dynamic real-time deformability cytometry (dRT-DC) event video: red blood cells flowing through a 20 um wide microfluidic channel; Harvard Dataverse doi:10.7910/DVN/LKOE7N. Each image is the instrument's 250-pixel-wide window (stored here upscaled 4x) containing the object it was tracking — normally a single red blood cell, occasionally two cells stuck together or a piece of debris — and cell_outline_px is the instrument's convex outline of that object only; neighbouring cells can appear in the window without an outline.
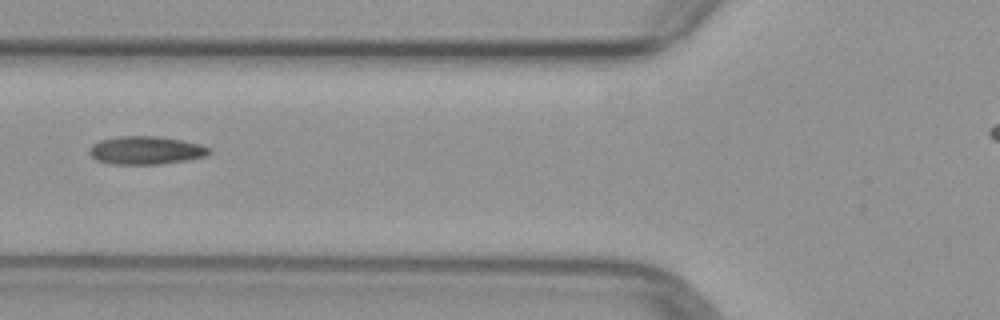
{"species": "common noctule bat (a hibernating species)", "species_latin": "Nyctalus noctula", "temperature_condition": "warm", "stored_images_in_passage": 4, "camera_frame_rate_fps": 3000, "um_per_image_px": 0.085, "animal": {"sex": "female", "body_mass_g": 29.2, "forearm_length_mm": 56.3}, "frame": {"image": 1, "passage_image": 3, "time_ms": 2.667, "image_size_px": [1000, 320], "cell_outline_px": [[212, 152], [204, 156], [188, 160], [160, 164], [112, 164], [96, 160], [88, 152], [88, 148], [92, 144], [100, 140], [120, 136], [156, 136], [180, 140], [200, 144], [208, 148]], "centroid_in_image_um": [12.36, 12.78], "position_along_channel_um": 113.4, "area_um2": 19.59}}
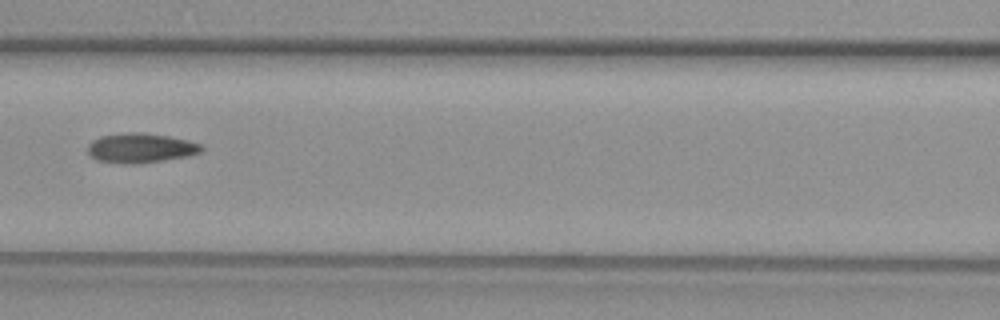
{"frame": {"image": 2, "passage_image": 4, "time_ms": 3.667, "image_size_px": [1000, 320], "cell_outline_px": [[204, 148], [200, 152], [188, 156], [164, 160], [132, 164], [124, 164], [96, 160], [88, 152], [88, 144], [92, 140], [100, 136], [128, 132], [140, 132], [168, 136], [188, 140], [200, 144]], "centroid_in_image_um": [11.94, 12.58], "position_along_channel_um": 154.7, "area_um2": 19.59}}